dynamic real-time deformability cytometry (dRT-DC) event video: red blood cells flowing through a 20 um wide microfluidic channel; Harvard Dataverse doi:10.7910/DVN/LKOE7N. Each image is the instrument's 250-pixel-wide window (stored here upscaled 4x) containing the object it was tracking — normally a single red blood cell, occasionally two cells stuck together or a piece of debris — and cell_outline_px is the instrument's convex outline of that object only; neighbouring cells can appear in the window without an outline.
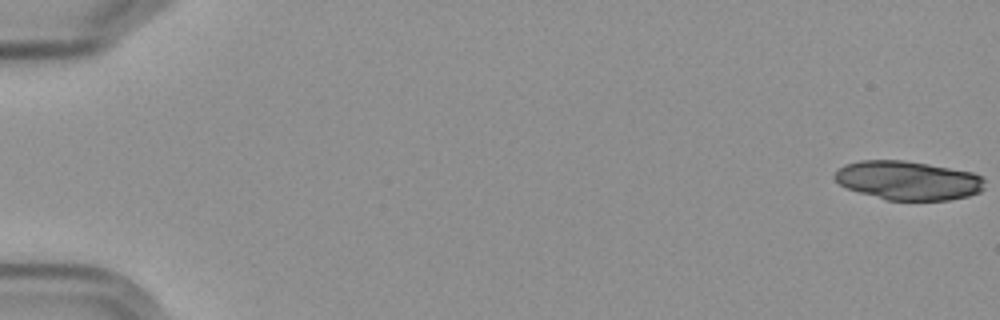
{"species": "Egyptian fruit bat (a non-hibernating species)", "species_latin": "Rousettus aegyptiacus", "temperature_condition": "cold", "stored_images_in_passage": 11, "camera_frame_rate_fps": 3000, "um_per_image_px": 0.085, "frame": {"image": 1, "passage_image": 1, "time_ms": 0.0, "image_size_px": [1000, 320], "cell_outline_px": [[984, 188], [980, 192], [968, 196], [948, 200], [884, 200], [848, 188], [840, 184], [832, 176], [836, 168], [844, 164], [860, 160], [904, 160], [928, 164], [972, 172], [980, 176], [984, 180]], "centroid_in_image_um": [77.15, 15.33], "position_along_channel_um": 7.9, "area_um2": 34.16}}
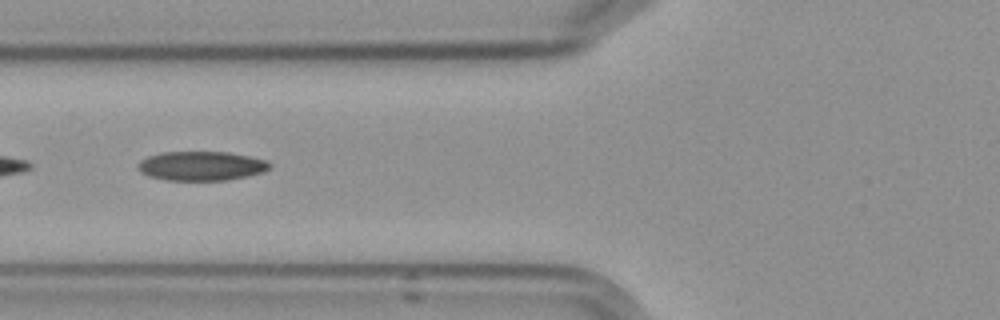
{"frame": {"image": 2, "passage_image": 7, "time_ms": 7.667, "image_size_px": [1000, 320], "cell_outline_px": [[272, 164], [264, 172], [248, 176], [228, 180], [168, 180], [148, 176], [140, 172], [136, 168], [136, 164], [140, 160], [148, 156], [160, 152], [228, 152], [248, 156], [264, 160]], "centroid_in_image_um": [17.06, 14.1], "position_along_channel_um": 108.7, "area_um2": 22.54}}
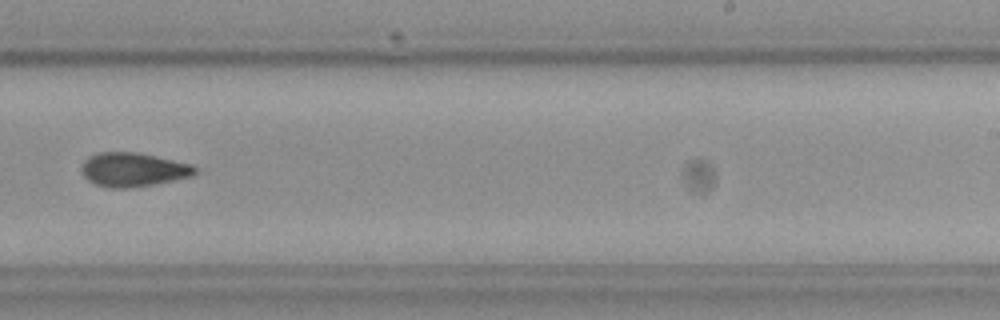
{"frame": {"image": 3, "passage_image": 11, "time_ms": 12.333, "image_size_px": [1000, 320], "cell_outline_px": [[196, 172], [192, 176], [132, 188], [108, 188], [96, 184], [88, 180], [84, 176], [80, 168], [84, 160], [88, 156], [96, 152], [136, 152], [192, 164], [196, 168]], "centroid_in_image_um": [11.27, 14.41], "position_along_channel_um": 277.7, "area_um2": 22.43}}